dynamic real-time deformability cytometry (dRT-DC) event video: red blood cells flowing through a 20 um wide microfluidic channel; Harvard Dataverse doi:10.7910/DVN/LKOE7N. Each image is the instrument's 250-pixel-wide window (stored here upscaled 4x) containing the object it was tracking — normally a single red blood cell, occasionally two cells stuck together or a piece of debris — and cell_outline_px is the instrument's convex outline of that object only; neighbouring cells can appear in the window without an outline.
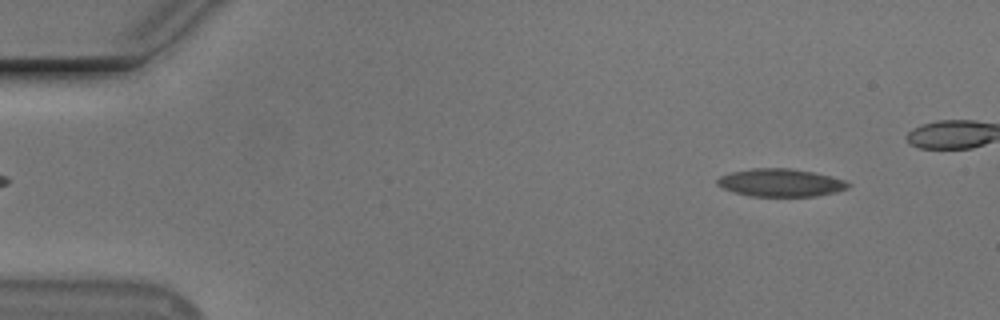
{"species": "Egyptian fruit bat (a non-hibernating species)", "species_latin": "Rousettus aegyptiacus", "temperature_condition": "cold", "stored_images_in_passage": 45, "camera_frame_rate_fps": 3000, "um_per_image_px": 0.085, "animal": {"sex": "male"}, "frame": {"image": 1, "passage_image": 2, "time_ms": 0.333, "image_size_px": [1000, 320], "cell_outline_px": [[848, 188], [836, 192], [816, 196], [752, 196], [736, 192], [724, 188], [716, 184], [716, 180], [720, 176], [732, 172], [752, 168], [792, 168], [832, 176], [844, 180], [848, 184]], "centroid_in_image_um": [66.35, 15.52], "position_along_channel_um": 18.6, "area_um2": 21.04}}
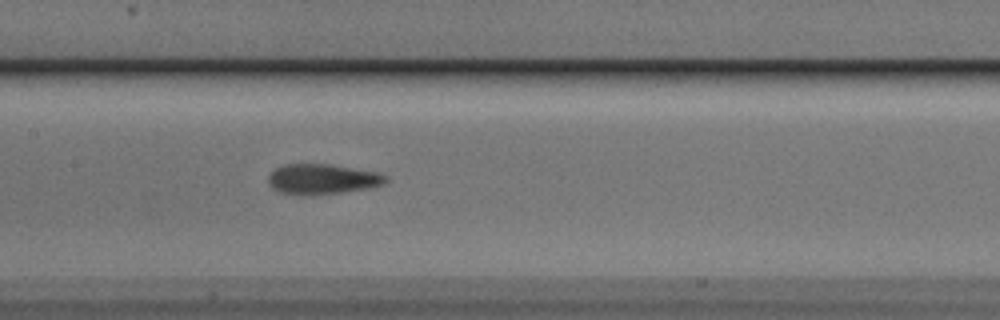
{"frame": {"image": 2, "passage_image": 23, "time_ms": 7.333, "image_size_px": [1000, 320], "cell_outline_px": [[388, 180], [384, 184], [368, 188], [312, 196], [300, 196], [280, 192], [272, 188], [268, 180], [268, 176], [276, 168], [284, 164], [328, 164], [376, 172], [388, 176]], "centroid_in_image_um": [27.37, 15.24], "position_along_channel_um": 180.0, "area_um2": 20.75}}
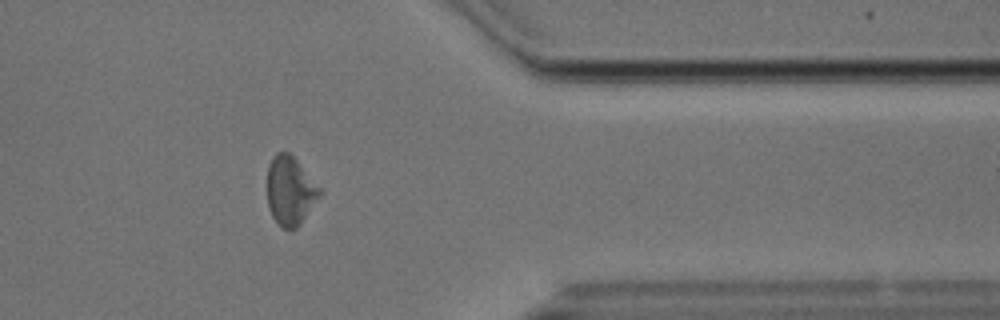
{"frame": {"image": 3, "passage_image": 41, "time_ms": 13.333, "image_size_px": [1000, 320], "cell_outline_px": [[324, 192], [300, 224], [296, 228], [280, 228], [272, 216], [268, 204], [268, 164], [272, 156], [276, 152], [288, 152], [296, 160]], "centroid_in_image_um": [24.67, 16.22], "position_along_channel_um": 386.7, "area_um2": 20.98}, "authors_computed_cell_mechanics": {"area_um2": 20.9814, "velocity_mm_per_s": 3.7, "shape_relaxation_time_tau1_ms": 4.2134, "shape_relaxation_time_tau2_ms": 1.6219, "deformation_change_tau1": 0.1411, "deformation_change_tau2": 0.0907}}